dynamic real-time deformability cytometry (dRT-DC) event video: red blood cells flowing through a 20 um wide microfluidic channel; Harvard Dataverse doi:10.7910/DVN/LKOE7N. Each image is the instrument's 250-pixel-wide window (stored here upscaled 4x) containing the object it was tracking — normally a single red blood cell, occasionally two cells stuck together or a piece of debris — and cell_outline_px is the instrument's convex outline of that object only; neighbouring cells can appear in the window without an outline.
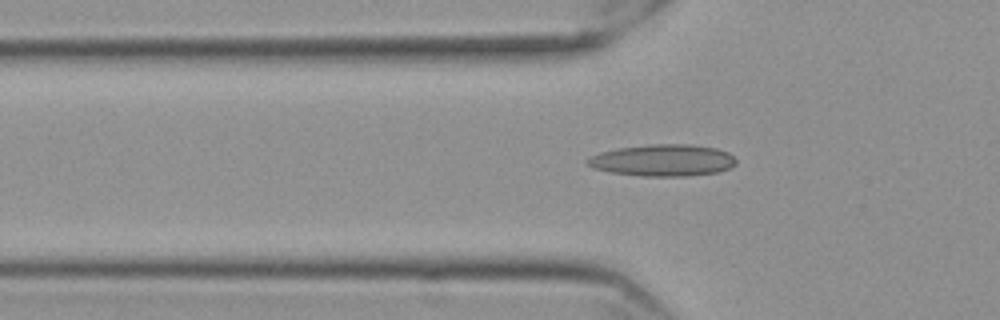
{"species": "Egyptian fruit bat (a non-hibernating species)", "species_latin": "Rousettus aegyptiacus", "temperature_condition": "cold", "stored_images_in_passage": 51, "camera_frame_rate_fps": 3000, "um_per_image_px": 0.085, "frame": {"image": 1, "passage_image": 18, "time_ms": 5.667, "image_size_px": [1000, 320], "cell_outline_px": [[736, 164], [728, 168], [716, 172], [688, 176], [640, 176], [612, 172], [592, 168], [584, 160], [600, 152], [620, 148], [652, 144], [688, 144], [716, 148], [728, 152], [736, 160]], "centroid_in_image_um": [56.34, 13.63], "position_along_channel_um": 69.5, "area_um2": 27.34}}
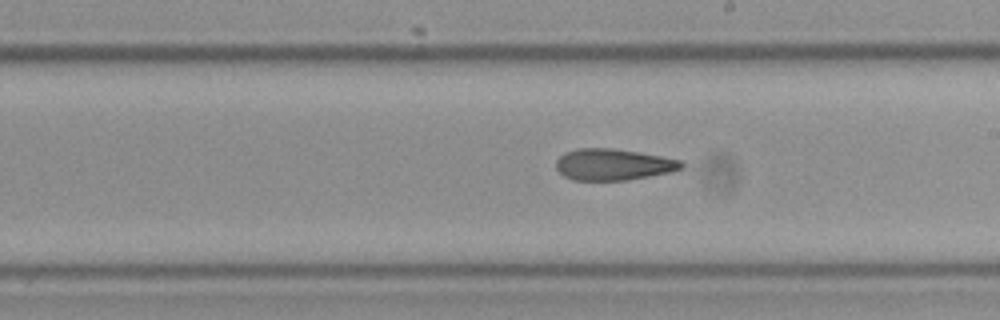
{"frame": {"image": 2, "passage_image": 32, "time_ms": 10.333, "image_size_px": [1000, 320], "cell_outline_px": [[684, 168], [668, 172], [628, 180], [572, 180], [564, 176], [556, 168], [556, 160], [564, 152], [576, 148], [612, 148], [640, 152], [680, 160], [684, 164]], "centroid_in_image_um": [52.09, 13.97], "position_along_channel_um": 236.9, "area_um2": 22.95}}
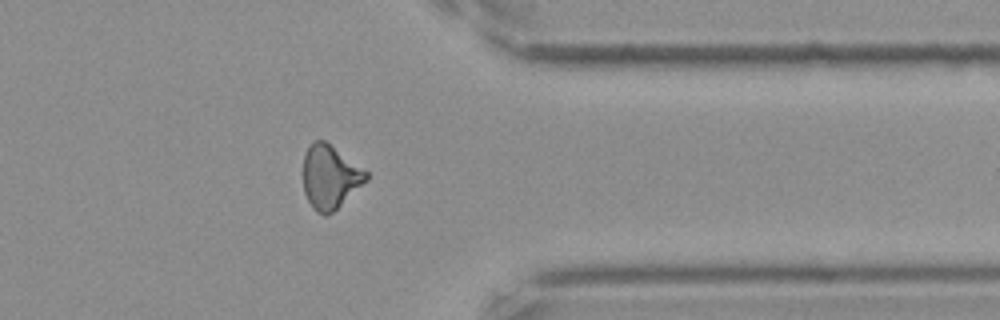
{"frame": {"image": 3, "passage_image": 45, "time_ms": 14.667, "image_size_px": [1000, 320], "cell_outline_px": [[368, 180], [328, 216], [324, 216], [316, 212], [312, 208], [304, 192], [304, 152], [312, 140], [324, 140], [368, 172]], "centroid_in_image_um": [28.04, 15.05], "position_along_channel_um": 383.4, "area_um2": 23.29}, "authors_computed_cell_mechanics": {"area_um2": 23.5246, "velocity_mm_per_s": 3.5739, "shape_relaxation_time_tau1_ms": null, "shape_relaxation_time_tau2_ms": 3.8145, "deformation_change_tau1": null, "deformation_change_tau2": 0.1352}}